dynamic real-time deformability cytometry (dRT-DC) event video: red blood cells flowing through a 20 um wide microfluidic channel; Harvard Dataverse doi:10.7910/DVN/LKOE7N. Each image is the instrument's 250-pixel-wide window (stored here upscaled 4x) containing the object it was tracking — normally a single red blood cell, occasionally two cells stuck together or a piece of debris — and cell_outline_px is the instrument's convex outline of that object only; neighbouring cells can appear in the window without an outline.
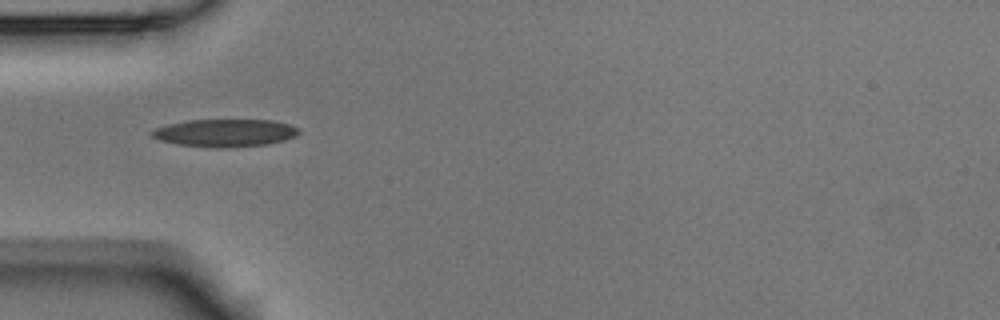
{"species": "Egyptian fruit bat (a non-hibernating species)", "species_latin": "Rousettus aegyptiacus", "temperature_condition": "room temperature", "stored_images_in_passage": 5, "camera_frame_rate_fps": 3000, "um_per_image_px": 0.085, "animal": {"sex": "male"}, "frame": {"image": 1, "passage_image": 5, "time_ms": 1.333, "image_size_px": [1000, 320], "cell_outline_px": [[300, 132], [296, 136], [284, 140], [268, 144], [224, 148], [216, 148], [180, 144], [160, 140], [152, 136], [148, 132], [156, 128], [168, 124], [188, 120], [272, 120], [288, 124], [300, 128]], "centroid_in_image_um": [19.15, 11.29], "position_along_channel_um": 65.9, "area_um2": 23.64}}